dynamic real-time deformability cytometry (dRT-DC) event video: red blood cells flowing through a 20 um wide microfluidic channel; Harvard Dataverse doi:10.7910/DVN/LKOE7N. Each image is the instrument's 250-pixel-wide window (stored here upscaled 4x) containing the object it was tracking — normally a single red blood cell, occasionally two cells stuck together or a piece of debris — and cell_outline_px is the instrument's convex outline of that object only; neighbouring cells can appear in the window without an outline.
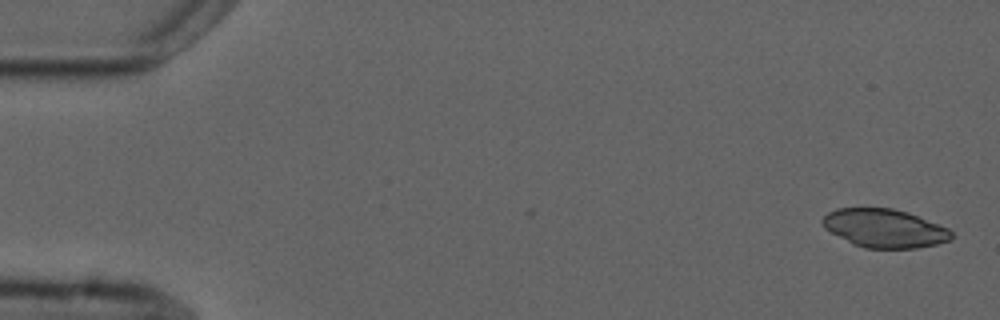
{"species": "common noctule bat (a hibernating species)", "species_latin": "Nyctalus noctula", "temperature_condition": "cold", "stored_images_in_passage": 5, "camera_frame_rate_fps": 3000, "um_per_image_px": 0.085, "animal": {"sex": "male", "forearm_length_mm": 52.5}, "frame": {"image": 1, "passage_image": 1, "time_ms": 0.0, "image_size_px": [1000, 320], "cell_outline_px": [[952, 240], [936, 244], [916, 248], [864, 248], [852, 244], [824, 228], [820, 224], [820, 220], [828, 212], [836, 208], [892, 208], [908, 212], [948, 228], [952, 232]], "centroid_in_image_um": [75.15, 19.4], "position_along_channel_um": 9.8, "area_um2": 29.02}}